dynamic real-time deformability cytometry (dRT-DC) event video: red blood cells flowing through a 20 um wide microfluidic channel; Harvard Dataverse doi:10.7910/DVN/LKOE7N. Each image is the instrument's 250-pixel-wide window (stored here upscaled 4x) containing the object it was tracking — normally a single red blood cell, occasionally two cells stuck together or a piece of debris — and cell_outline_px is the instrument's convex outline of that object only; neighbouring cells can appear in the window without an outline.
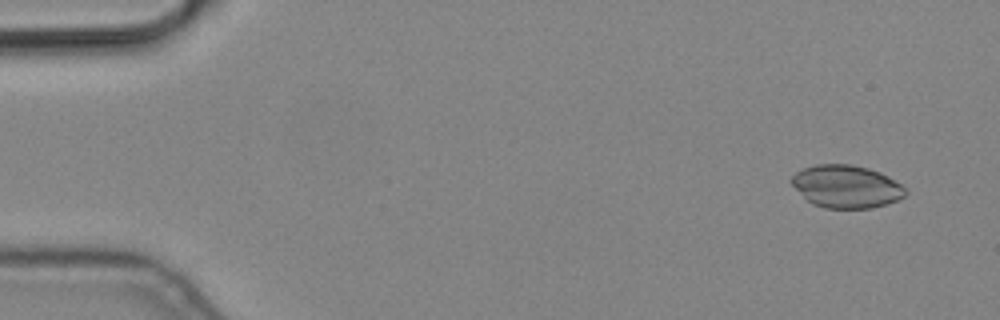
{"species": "common noctule bat (a hibernating species)", "species_latin": "Nyctalus noctula", "temperature_condition": "cold", "stored_images_in_passage": 6, "camera_frame_rate_fps": 3000, "um_per_image_px": 0.085, "animal": {"sex": "male", "body_mass_g": 19.2, "forearm_length_mm": 51.8}, "frame": {"image": 1, "passage_image": 2, "time_ms": 0.333, "image_size_px": [1000, 320], "cell_outline_px": [[908, 192], [904, 196], [896, 200], [872, 208], [824, 208], [812, 204], [788, 180], [796, 172], [804, 168], [816, 164], [852, 164], [868, 168], [880, 172], [888, 176], [900, 184]], "centroid_in_image_um": [71.92, 15.84], "position_along_channel_um": 13.1, "area_um2": 28.21}}